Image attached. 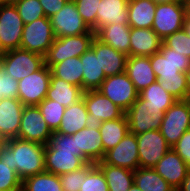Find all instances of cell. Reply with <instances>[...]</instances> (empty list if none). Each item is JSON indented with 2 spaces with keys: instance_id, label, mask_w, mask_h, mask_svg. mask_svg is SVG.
<instances>
[{
  "instance_id": "6da1fadb",
  "label": "cell",
  "mask_w": 190,
  "mask_h": 191,
  "mask_svg": "<svg viewBox=\"0 0 190 191\" xmlns=\"http://www.w3.org/2000/svg\"><path fill=\"white\" fill-rule=\"evenodd\" d=\"M0 160H5L23 181L45 172V145L19 138L9 139L0 147Z\"/></svg>"
},
{
  "instance_id": "7a4b0ae2",
  "label": "cell",
  "mask_w": 190,
  "mask_h": 191,
  "mask_svg": "<svg viewBox=\"0 0 190 191\" xmlns=\"http://www.w3.org/2000/svg\"><path fill=\"white\" fill-rule=\"evenodd\" d=\"M87 163L77 156L76 137L53 132L45 145V171L60 176L84 167Z\"/></svg>"
},
{
  "instance_id": "3957f363",
  "label": "cell",
  "mask_w": 190,
  "mask_h": 191,
  "mask_svg": "<svg viewBox=\"0 0 190 191\" xmlns=\"http://www.w3.org/2000/svg\"><path fill=\"white\" fill-rule=\"evenodd\" d=\"M94 38L95 33L55 37L53 44L44 57L45 65L50 68L67 58L80 57L91 47Z\"/></svg>"
},
{
  "instance_id": "277c9868",
  "label": "cell",
  "mask_w": 190,
  "mask_h": 191,
  "mask_svg": "<svg viewBox=\"0 0 190 191\" xmlns=\"http://www.w3.org/2000/svg\"><path fill=\"white\" fill-rule=\"evenodd\" d=\"M0 64L5 73L19 81L39 70L44 64V57L22 48H16L0 54Z\"/></svg>"
},
{
  "instance_id": "5b68a950",
  "label": "cell",
  "mask_w": 190,
  "mask_h": 191,
  "mask_svg": "<svg viewBox=\"0 0 190 191\" xmlns=\"http://www.w3.org/2000/svg\"><path fill=\"white\" fill-rule=\"evenodd\" d=\"M186 15V1L157 3L152 29L163 40L183 29Z\"/></svg>"
},
{
  "instance_id": "8992f818",
  "label": "cell",
  "mask_w": 190,
  "mask_h": 191,
  "mask_svg": "<svg viewBox=\"0 0 190 191\" xmlns=\"http://www.w3.org/2000/svg\"><path fill=\"white\" fill-rule=\"evenodd\" d=\"M190 129V100H177L162 119L160 133L172 147Z\"/></svg>"
},
{
  "instance_id": "52a82bcc",
  "label": "cell",
  "mask_w": 190,
  "mask_h": 191,
  "mask_svg": "<svg viewBox=\"0 0 190 191\" xmlns=\"http://www.w3.org/2000/svg\"><path fill=\"white\" fill-rule=\"evenodd\" d=\"M54 39L50 18L42 17L24 24L20 48L45 57Z\"/></svg>"
},
{
  "instance_id": "ba28073f",
  "label": "cell",
  "mask_w": 190,
  "mask_h": 191,
  "mask_svg": "<svg viewBox=\"0 0 190 191\" xmlns=\"http://www.w3.org/2000/svg\"><path fill=\"white\" fill-rule=\"evenodd\" d=\"M24 23L15 5H0V54L20 48Z\"/></svg>"
},
{
  "instance_id": "9c48e42d",
  "label": "cell",
  "mask_w": 190,
  "mask_h": 191,
  "mask_svg": "<svg viewBox=\"0 0 190 191\" xmlns=\"http://www.w3.org/2000/svg\"><path fill=\"white\" fill-rule=\"evenodd\" d=\"M51 71L45 64L18 81V99L24 106H38L47 96Z\"/></svg>"
},
{
  "instance_id": "30bf717a",
  "label": "cell",
  "mask_w": 190,
  "mask_h": 191,
  "mask_svg": "<svg viewBox=\"0 0 190 191\" xmlns=\"http://www.w3.org/2000/svg\"><path fill=\"white\" fill-rule=\"evenodd\" d=\"M150 64L157 79L178 78L188 70L190 58L162 43L159 52L150 56Z\"/></svg>"
},
{
  "instance_id": "8fae6325",
  "label": "cell",
  "mask_w": 190,
  "mask_h": 191,
  "mask_svg": "<svg viewBox=\"0 0 190 191\" xmlns=\"http://www.w3.org/2000/svg\"><path fill=\"white\" fill-rule=\"evenodd\" d=\"M98 90L124 112L139 96L126 72L106 77Z\"/></svg>"
},
{
  "instance_id": "7c38bea8",
  "label": "cell",
  "mask_w": 190,
  "mask_h": 191,
  "mask_svg": "<svg viewBox=\"0 0 190 191\" xmlns=\"http://www.w3.org/2000/svg\"><path fill=\"white\" fill-rule=\"evenodd\" d=\"M50 21L56 38L95 33L84 22L73 0H68L60 11L50 17Z\"/></svg>"
},
{
  "instance_id": "4fadbf2b",
  "label": "cell",
  "mask_w": 190,
  "mask_h": 191,
  "mask_svg": "<svg viewBox=\"0 0 190 191\" xmlns=\"http://www.w3.org/2000/svg\"><path fill=\"white\" fill-rule=\"evenodd\" d=\"M52 133L38 106H24L18 133L19 139L47 145Z\"/></svg>"
},
{
  "instance_id": "5bb4252c",
  "label": "cell",
  "mask_w": 190,
  "mask_h": 191,
  "mask_svg": "<svg viewBox=\"0 0 190 191\" xmlns=\"http://www.w3.org/2000/svg\"><path fill=\"white\" fill-rule=\"evenodd\" d=\"M139 167L153 168L171 148L160 130H150L136 135Z\"/></svg>"
},
{
  "instance_id": "9a60e30c",
  "label": "cell",
  "mask_w": 190,
  "mask_h": 191,
  "mask_svg": "<svg viewBox=\"0 0 190 191\" xmlns=\"http://www.w3.org/2000/svg\"><path fill=\"white\" fill-rule=\"evenodd\" d=\"M82 99L89 113L91 124L100 125L104 121L121 118L125 114L121 108L99 90L83 92Z\"/></svg>"
},
{
  "instance_id": "2e32d148",
  "label": "cell",
  "mask_w": 190,
  "mask_h": 191,
  "mask_svg": "<svg viewBox=\"0 0 190 191\" xmlns=\"http://www.w3.org/2000/svg\"><path fill=\"white\" fill-rule=\"evenodd\" d=\"M125 115L129 132L139 135L150 130H159L164 112H151L146 106V101L138 96Z\"/></svg>"
},
{
  "instance_id": "e0dca14e",
  "label": "cell",
  "mask_w": 190,
  "mask_h": 191,
  "mask_svg": "<svg viewBox=\"0 0 190 191\" xmlns=\"http://www.w3.org/2000/svg\"><path fill=\"white\" fill-rule=\"evenodd\" d=\"M96 164H110L135 171L139 167L136 135L128 132L115 147L105 152L102 161Z\"/></svg>"
},
{
  "instance_id": "ac0fdd59",
  "label": "cell",
  "mask_w": 190,
  "mask_h": 191,
  "mask_svg": "<svg viewBox=\"0 0 190 191\" xmlns=\"http://www.w3.org/2000/svg\"><path fill=\"white\" fill-rule=\"evenodd\" d=\"M100 135L99 126L95 124H89L73 134V137H76L77 156L86 163L96 164L104 158V148Z\"/></svg>"
},
{
  "instance_id": "d6986e66",
  "label": "cell",
  "mask_w": 190,
  "mask_h": 191,
  "mask_svg": "<svg viewBox=\"0 0 190 191\" xmlns=\"http://www.w3.org/2000/svg\"><path fill=\"white\" fill-rule=\"evenodd\" d=\"M23 108L18 98L0 100V137L4 141L18 138Z\"/></svg>"
},
{
  "instance_id": "ffe728a7",
  "label": "cell",
  "mask_w": 190,
  "mask_h": 191,
  "mask_svg": "<svg viewBox=\"0 0 190 191\" xmlns=\"http://www.w3.org/2000/svg\"><path fill=\"white\" fill-rule=\"evenodd\" d=\"M153 168L175 190L181 186L184 178L190 170V167L172 149V147Z\"/></svg>"
},
{
  "instance_id": "44dd1931",
  "label": "cell",
  "mask_w": 190,
  "mask_h": 191,
  "mask_svg": "<svg viewBox=\"0 0 190 191\" xmlns=\"http://www.w3.org/2000/svg\"><path fill=\"white\" fill-rule=\"evenodd\" d=\"M163 40L152 28L131 27L129 56H148L159 52Z\"/></svg>"
},
{
  "instance_id": "7402d4cb",
  "label": "cell",
  "mask_w": 190,
  "mask_h": 191,
  "mask_svg": "<svg viewBox=\"0 0 190 191\" xmlns=\"http://www.w3.org/2000/svg\"><path fill=\"white\" fill-rule=\"evenodd\" d=\"M125 72L138 92L157 81L148 56H128Z\"/></svg>"
},
{
  "instance_id": "603a6c76",
  "label": "cell",
  "mask_w": 190,
  "mask_h": 191,
  "mask_svg": "<svg viewBox=\"0 0 190 191\" xmlns=\"http://www.w3.org/2000/svg\"><path fill=\"white\" fill-rule=\"evenodd\" d=\"M90 48L94 52H99L100 68L103 69L106 77L125 72L127 55L101 42L96 37Z\"/></svg>"
},
{
  "instance_id": "cb8c5ba5",
  "label": "cell",
  "mask_w": 190,
  "mask_h": 191,
  "mask_svg": "<svg viewBox=\"0 0 190 191\" xmlns=\"http://www.w3.org/2000/svg\"><path fill=\"white\" fill-rule=\"evenodd\" d=\"M128 24V0H101L97 8L96 32L110 24Z\"/></svg>"
},
{
  "instance_id": "d4e9b609",
  "label": "cell",
  "mask_w": 190,
  "mask_h": 191,
  "mask_svg": "<svg viewBox=\"0 0 190 191\" xmlns=\"http://www.w3.org/2000/svg\"><path fill=\"white\" fill-rule=\"evenodd\" d=\"M131 27L128 24L114 23L100 28L95 37L115 50L129 56Z\"/></svg>"
},
{
  "instance_id": "484cf974",
  "label": "cell",
  "mask_w": 190,
  "mask_h": 191,
  "mask_svg": "<svg viewBox=\"0 0 190 191\" xmlns=\"http://www.w3.org/2000/svg\"><path fill=\"white\" fill-rule=\"evenodd\" d=\"M82 62L83 77L82 89L83 91L98 90L106 78L99 63V52H94L89 48L80 56Z\"/></svg>"
},
{
  "instance_id": "4316f807",
  "label": "cell",
  "mask_w": 190,
  "mask_h": 191,
  "mask_svg": "<svg viewBox=\"0 0 190 191\" xmlns=\"http://www.w3.org/2000/svg\"><path fill=\"white\" fill-rule=\"evenodd\" d=\"M89 124H91L89 113L86 110L84 100L81 99L75 104L65 107L61 124L56 132L73 135Z\"/></svg>"
},
{
  "instance_id": "83f0119b",
  "label": "cell",
  "mask_w": 190,
  "mask_h": 191,
  "mask_svg": "<svg viewBox=\"0 0 190 191\" xmlns=\"http://www.w3.org/2000/svg\"><path fill=\"white\" fill-rule=\"evenodd\" d=\"M83 92L81 87L74 86L51 74L46 99L57 101L58 104L69 107L82 99Z\"/></svg>"
},
{
  "instance_id": "f1b7e54d",
  "label": "cell",
  "mask_w": 190,
  "mask_h": 191,
  "mask_svg": "<svg viewBox=\"0 0 190 191\" xmlns=\"http://www.w3.org/2000/svg\"><path fill=\"white\" fill-rule=\"evenodd\" d=\"M157 3L153 0H128V25L152 28Z\"/></svg>"
},
{
  "instance_id": "f546056e",
  "label": "cell",
  "mask_w": 190,
  "mask_h": 191,
  "mask_svg": "<svg viewBox=\"0 0 190 191\" xmlns=\"http://www.w3.org/2000/svg\"><path fill=\"white\" fill-rule=\"evenodd\" d=\"M99 126L100 136L105 152L115 147L129 132L128 120L124 114L121 118L102 122Z\"/></svg>"
},
{
  "instance_id": "4dcf8cb0",
  "label": "cell",
  "mask_w": 190,
  "mask_h": 191,
  "mask_svg": "<svg viewBox=\"0 0 190 191\" xmlns=\"http://www.w3.org/2000/svg\"><path fill=\"white\" fill-rule=\"evenodd\" d=\"M139 96L146 101V106L151 112L165 113L177 101L158 81L140 91Z\"/></svg>"
},
{
  "instance_id": "1f68e13d",
  "label": "cell",
  "mask_w": 190,
  "mask_h": 191,
  "mask_svg": "<svg viewBox=\"0 0 190 191\" xmlns=\"http://www.w3.org/2000/svg\"><path fill=\"white\" fill-rule=\"evenodd\" d=\"M103 172L108 191H128L134 183V171L110 164H96Z\"/></svg>"
},
{
  "instance_id": "d6a6232c",
  "label": "cell",
  "mask_w": 190,
  "mask_h": 191,
  "mask_svg": "<svg viewBox=\"0 0 190 191\" xmlns=\"http://www.w3.org/2000/svg\"><path fill=\"white\" fill-rule=\"evenodd\" d=\"M51 74L59 79L82 88L83 69L80 57L67 58L50 67Z\"/></svg>"
},
{
  "instance_id": "836d02e7",
  "label": "cell",
  "mask_w": 190,
  "mask_h": 191,
  "mask_svg": "<svg viewBox=\"0 0 190 191\" xmlns=\"http://www.w3.org/2000/svg\"><path fill=\"white\" fill-rule=\"evenodd\" d=\"M134 183L142 191H176L154 168H140L134 171Z\"/></svg>"
},
{
  "instance_id": "e575fe53",
  "label": "cell",
  "mask_w": 190,
  "mask_h": 191,
  "mask_svg": "<svg viewBox=\"0 0 190 191\" xmlns=\"http://www.w3.org/2000/svg\"><path fill=\"white\" fill-rule=\"evenodd\" d=\"M22 191H63L59 176L43 172L29 176L22 181Z\"/></svg>"
},
{
  "instance_id": "d590c367",
  "label": "cell",
  "mask_w": 190,
  "mask_h": 191,
  "mask_svg": "<svg viewBox=\"0 0 190 191\" xmlns=\"http://www.w3.org/2000/svg\"><path fill=\"white\" fill-rule=\"evenodd\" d=\"M38 108L52 132H56L61 124L65 106L58 104L57 101L44 99Z\"/></svg>"
},
{
  "instance_id": "8d00e7d4",
  "label": "cell",
  "mask_w": 190,
  "mask_h": 191,
  "mask_svg": "<svg viewBox=\"0 0 190 191\" xmlns=\"http://www.w3.org/2000/svg\"><path fill=\"white\" fill-rule=\"evenodd\" d=\"M11 2L15 5L24 24L46 17L39 0H12Z\"/></svg>"
},
{
  "instance_id": "74e56055",
  "label": "cell",
  "mask_w": 190,
  "mask_h": 191,
  "mask_svg": "<svg viewBox=\"0 0 190 191\" xmlns=\"http://www.w3.org/2000/svg\"><path fill=\"white\" fill-rule=\"evenodd\" d=\"M95 163H87L79 170L71 171L59 176L63 191H79L82 180H85L87 173L95 166Z\"/></svg>"
},
{
  "instance_id": "f35d334b",
  "label": "cell",
  "mask_w": 190,
  "mask_h": 191,
  "mask_svg": "<svg viewBox=\"0 0 190 191\" xmlns=\"http://www.w3.org/2000/svg\"><path fill=\"white\" fill-rule=\"evenodd\" d=\"M0 191H22V180L5 160H0Z\"/></svg>"
},
{
  "instance_id": "ab89813d",
  "label": "cell",
  "mask_w": 190,
  "mask_h": 191,
  "mask_svg": "<svg viewBox=\"0 0 190 191\" xmlns=\"http://www.w3.org/2000/svg\"><path fill=\"white\" fill-rule=\"evenodd\" d=\"M79 191H108V185L102 170L95 165L82 180Z\"/></svg>"
},
{
  "instance_id": "60d3db41",
  "label": "cell",
  "mask_w": 190,
  "mask_h": 191,
  "mask_svg": "<svg viewBox=\"0 0 190 191\" xmlns=\"http://www.w3.org/2000/svg\"><path fill=\"white\" fill-rule=\"evenodd\" d=\"M88 27L96 33L97 8L101 0H73Z\"/></svg>"
},
{
  "instance_id": "b9f144b4",
  "label": "cell",
  "mask_w": 190,
  "mask_h": 191,
  "mask_svg": "<svg viewBox=\"0 0 190 191\" xmlns=\"http://www.w3.org/2000/svg\"><path fill=\"white\" fill-rule=\"evenodd\" d=\"M157 81L177 100H187L186 73H182L178 78L157 79Z\"/></svg>"
},
{
  "instance_id": "7bdbcfd3",
  "label": "cell",
  "mask_w": 190,
  "mask_h": 191,
  "mask_svg": "<svg viewBox=\"0 0 190 191\" xmlns=\"http://www.w3.org/2000/svg\"><path fill=\"white\" fill-rule=\"evenodd\" d=\"M163 43L179 54H184L190 58V37L184 29L176 31L163 39Z\"/></svg>"
},
{
  "instance_id": "ee69618b",
  "label": "cell",
  "mask_w": 190,
  "mask_h": 191,
  "mask_svg": "<svg viewBox=\"0 0 190 191\" xmlns=\"http://www.w3.org/2000/svg\"><path fill=\"white\" fill-rule=\"evenodd\" d=\"M2 98H18V81L5 73L0 64V100Z\"/></svg>"
},
{
  "instance_id": "f6af8a7d",
  "label": "cell",
  "mask_w": 190,
  "mask_h": 191,
  "mask_svg": "<svg viewBox=\"0 0 190 191\" xmlns=\"http://www.w3.org/2000/svg\"><path fill=\"white\" fill-rule=\"evenodd\" d=\"M172 149L190 167V129L184 132L181 138L172 146Z\"/></svg>"
},
{
  "instance_id": "bcb514c9",
  "label": "cell",
  "mask_w": 190,
  "mask_h": 191,
  "mask_svg": "<svg viewBox=\"0 0 190 191\" xmlns=\"http://www.w3.org/2000/svg\"><path fill=\"white\" fill-rule=\"evenodd\" d=\"M68 0H39L47 18L60 11Z\"/></svg>"
},
{
  "instance_id": "7dc6e473",
  "label": "cell",
  "mask_w": 190,
  "mask_h": 191,
  "mask_svg": "<svg viewBox=\"0 0 190 191\" xmlns=\"http://www.w3.org/2000/svg\"><path fill=\"white\" fill-rule=\"evenodd\" d=\"M176 191H190V170L184 178L181 186Z\"/></svg>"
},
{
  "instance_id": "c3c4849f",
  "label": "cell",
  "mask_w": 190,
  "mask_h": 191,
  "mask_svg": "<svg viewBox=\"0 0 190 191\" xmlns=\"http://www.w3.org/2000/svg\"><path fill=\"white\" fill-rule=\"evenodd\" d=\"M183 29L186 31L187 35L190 37V15L187 13Z\"/></svg>"
},
{
  "instance_id": "681fc988",
  "label": "cell",
  "mask_w": 190,
  "mask_h": 191,
  "mask_svg": "<svg viewBox=\"0 0 190 191\" xmlns=\"http://www.w3.org/2000/svg\"><path fill=\"white\" fill-rule=\"evenodd\" d=\"M186 81H187V99L190 100V66L186 71Z\"/></svg>"
},
{
  "instance_id": "f907efd6",
  "label": "cell",
  "mask_w": 190,
  "mask_h": 191,
  "mask_svg": "<svg viewBox=\"0 0 190 191\" xmlns=\"http://www.w3.org/2000/svg\"><path fill=\"white\" fill-rule=\"evenodd\" d=\"M156 3H170V2H174V1H186V0H153Z\"/></svg>"
},
{
  "instance_id": "816d5d0a",
  "label": "cell",
  "mask_w": 190,
  "mask_h": 191,
  "mask_svg": "<svg viewBox=\"0 0 190 191\" xmlns=\"http://www.w3.org/2000/svg\"><path fill=\"white\" fill-rule=\"evenodd\" d=\"M128 191H142V190L139 189L135 183H133Z\"/></svg>"
},
{
  "instance_id": "f5cc1de1",
  "label": "cell",
  "mask_w": 190,
  "mask_h": 191,
  "mask_svg": "<svg viewBox=\"0 0 190 191\" xmlns=\"http://www.w3.org/2000/svg\"><path fill=\"white\" fill-rule=\"evenodd\" d=\"M187 4V13L190 15V0H186Z\"/></svg>"
},
{
  "instance_id": "db71d44e",
  "label": "cell",
  "mask_w": 190,
  "mask_h": 191,
  "mask_svg": "<svg viewBox=\"0 0 190 191\" xmlns=\"http://www.w3.org/2000/svg\"><path fill=\"white\" fill-rule=\"evenodd\" d=\"M10 2H11V0H0V5L10 3Z\"/></svg>"
},
{
  "instance_id": "11a10c76",
  "label": "cell",
  "mask_w": 190,
  "mask_h": 191,
  "mask_svg": "<svg viewBox=\"0 0 190 191\" xmlns=\"http://www.w3.org/2000/svg\"><path fill=\"white\" fill-rule=\"evenodd\" d=\"M3 143H4V140L0 137V147L2 146Z\"/></svg>"
}]
</instances>
